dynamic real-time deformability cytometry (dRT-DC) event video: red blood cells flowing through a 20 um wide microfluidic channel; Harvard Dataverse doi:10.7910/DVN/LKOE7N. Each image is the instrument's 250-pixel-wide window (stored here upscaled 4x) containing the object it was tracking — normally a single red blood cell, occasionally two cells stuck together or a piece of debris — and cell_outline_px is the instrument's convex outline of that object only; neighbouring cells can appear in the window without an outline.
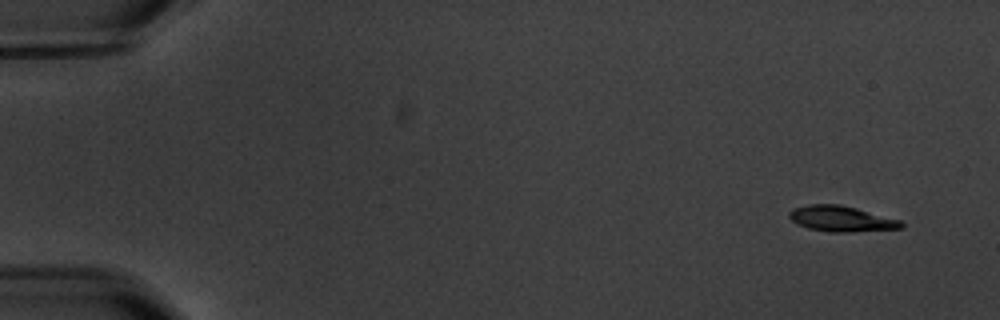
{"species": "common noctule bat (a hibernating species)", "species_latin": "Nyctalus noctula", "temperature_condition": "warm", "stored_images_in_passage": 10, "camera_frame_rate_fps": 3000, "um_per_image_px": 0.085, "animal": {"sex": "male", "body_mass_g": 20.1, "forearm_length_mm": 53.5}, "frame": {"image": 1, "passage_image": 1, "time_ms": 0.0, "image_size_px": [1000, 320], "cell_outline_px": [[904, 228], [848, 232], [828, 232], [808, 228], [796, 224], [788, 216], [788, 212], [792, 208], [808, 204], [840, 204], [856, 208], [900, 220], [904, 224]], "centroid_in_image_um": [71.47, 18.59], "position_along_channel_um": 13.5, "area_um2": 16.82}}
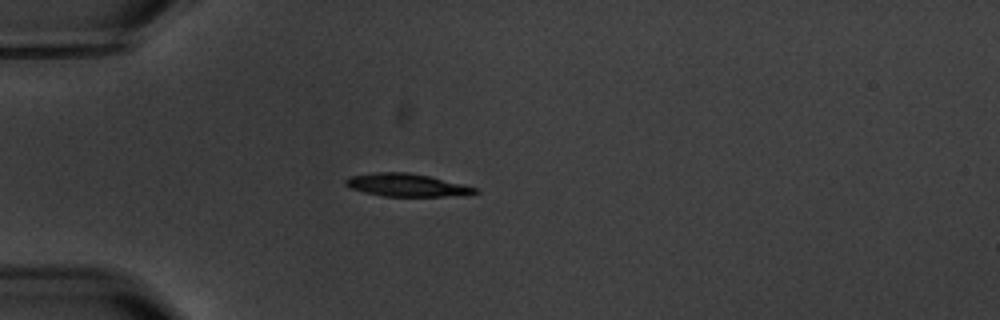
{"frame": {"image": 2, "passage_image": 4, "time_ms": 4.333, "image_size_px": [1000, 320], "cell_outline_px": [[480, 192], [468, 196], [384, 196], [364, 192], [352, 188], [344, 184], [344, 180], [348, 176], [380, 172], [408, 172], [428, 176], [464, 184], [480, 188]], "centroid_in_image_um": [34.65, 15.74], "position_along_channel_um": 50.3, "area_um2": 17.4}}
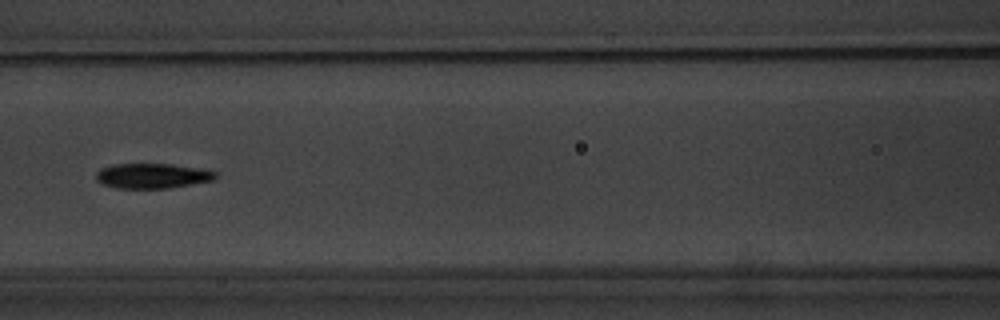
{"frame": {"image": 3, "passage_image": 7, "time_ms": 7.667, "image_size_px": [1000, 320], "cell_outline_px": [[216, 176], [212, 180], [168, 188], [116, 188], [100, 184], [96, 180], [96, 172], [100, 168], [112, 164], [172, 164], [208, 168], [216, 172]], "centroid_in_image_um": [12.93, 14.93], "position_along_channel_um": 153.7, "area_um2": 17.63}}